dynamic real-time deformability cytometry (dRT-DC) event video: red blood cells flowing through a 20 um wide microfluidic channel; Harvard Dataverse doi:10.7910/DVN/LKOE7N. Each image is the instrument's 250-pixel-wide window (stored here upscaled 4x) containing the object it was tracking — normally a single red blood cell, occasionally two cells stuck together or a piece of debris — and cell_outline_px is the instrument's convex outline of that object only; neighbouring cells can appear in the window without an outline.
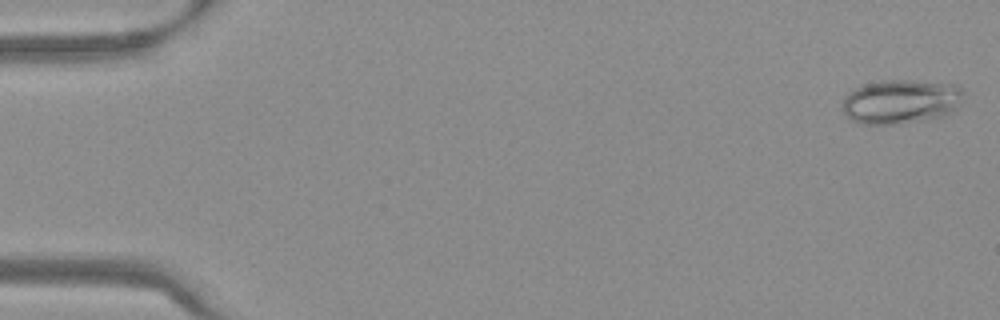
{"species": "Egyptian fruit bat (a non-hibernating species)", "species_latin": "Rousettus aegyptiacus", "temperature_condition": "warm", "stored_images_in_passage": 53, "camera_frame_rate_fps": 3000, "um_per_image_px": 0.085, "frame": {"image": 1, "passage_image": 1, "time_ms": 0.0, "image_size_px": [1000, 320], "cell_outline_px": [[964, 96], [960, 104], [952, 112], [944, 116], [924, 120], [892, 124], [860, 124], [852, 120], [844, 112], [844, 96], [848, 92], [864, 84], [880, 80], [912, 80], [956, 84], [964, 92]], "centroid_in_image_um": [76.61, 8.62], "position_along_channel_um": 8.4, "area_um2": 31.39}}
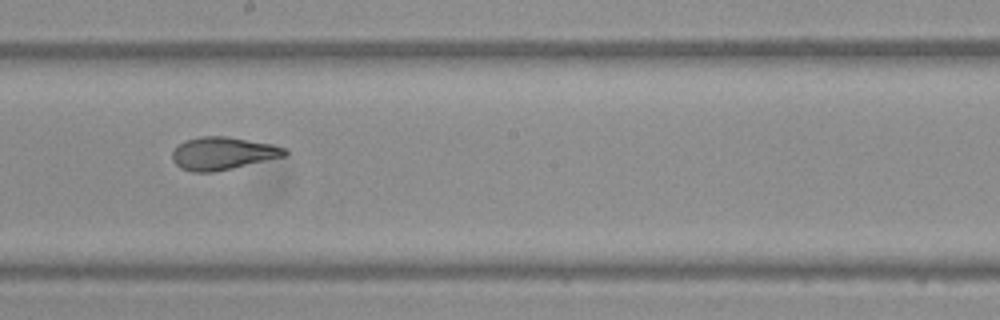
{"frame": {"image": 2, "passage_image": 30, "time_ms": 9.667, "image_size_px": [1000, 320], "cell_outline_px": [[288, 156], [232, 168], [212, 172], [192, 172], [180, 168], [172, 160], [172, 152], [184, 140], [200, 136], [228, 136], [272, 144], [288, 148]], "centroid_in_image_um": [18.97, 13.03], "position_along_channel_um": 229.2, "area_um2": 21.68}}
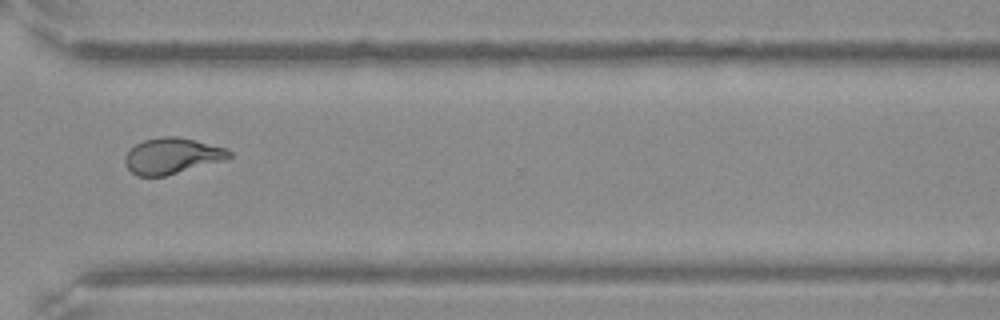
{"frame": {"image": 3, "passage_image": 40, "time_ms": 13.0, "image_size_px": [1000, 320], "cell_outline_px": [[232, 156], [224, 160], [164, 176], [136, 176], [124, 164], [124, 156], [136, 144], [144, 140], [160, 136], [176, 136], [196, 140], [224, 148], [232, 152]], "centroid_in_image_um": [14.59, 13.24], "position_along_channel_um": 356.0, "area_um2": 21.68}, "authors_computed_cell_mechanics": {"area_um2": 22.542, "velocity_mm_per_s": 3.8053, "shape_relaxation_time_tau1_ms": null, "shape_relaxation_time_tau2_ms": 1.379, "deformation_change_tau1": null, "deformation_change_tau2": 0.0922}}